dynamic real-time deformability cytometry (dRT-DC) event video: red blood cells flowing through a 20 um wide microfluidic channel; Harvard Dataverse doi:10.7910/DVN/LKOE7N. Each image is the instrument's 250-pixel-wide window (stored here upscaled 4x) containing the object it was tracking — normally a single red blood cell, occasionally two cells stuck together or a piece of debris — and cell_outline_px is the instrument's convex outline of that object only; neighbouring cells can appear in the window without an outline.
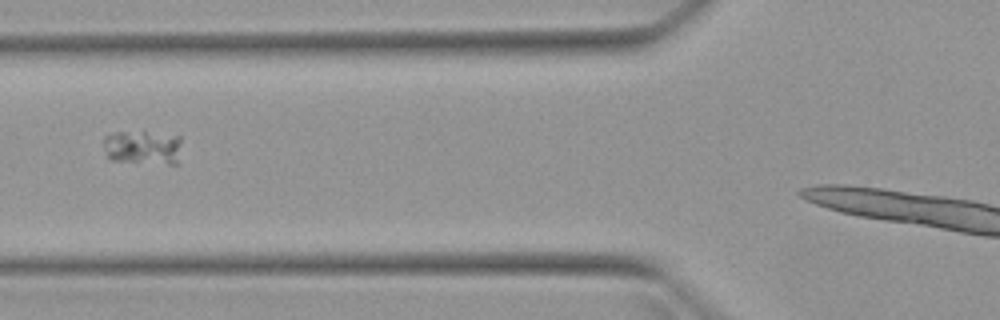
{"species": "Egyptian fruit bat (a non-hibernating species)", "species_latin": "Rousettus aegyptiacus", "temperature_condition": "warm", "stored_images_in_passage": 4, "camera_frame_rate_fps": 3000, "um_per_image_px": 0.085, "animal": {"sex": "female"}, "frame": {"image": 1, "passage_image": 4, "time_ms": 4.667, "image_size_px": [1000, 320], "cell_outline_px": [[180, 164], [168, 164], [108, 160], [104, 148], [104, 136], [116, 132], [144, 132], [180, 136]], "centroid_in_image_um": [12.15, 12.55], "position_along_channel_um": 113.6, "area_um2": 15.72}}